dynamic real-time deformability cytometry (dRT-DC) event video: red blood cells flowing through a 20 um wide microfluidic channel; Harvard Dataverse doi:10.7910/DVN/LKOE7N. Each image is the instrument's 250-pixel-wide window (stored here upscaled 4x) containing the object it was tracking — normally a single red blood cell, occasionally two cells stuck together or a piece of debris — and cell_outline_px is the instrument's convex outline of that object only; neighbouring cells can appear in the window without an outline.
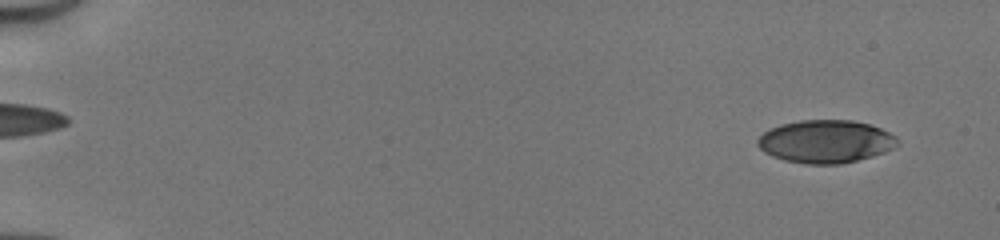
{"species": "human", "species_latin": "Homo sapiens", "temperature_condition": "cold", "stored_images_in_passage": 50, "camera_frame_rate_fps": 3000, "um_per_image_px": 0.085, "donor": {"sex": "male"}, "frame": {"image": 1, "passage_image": 3, "time_ms": 0.667, "image_size_px": [1000, 240], "cell_outline_px": [[900, 144], [896, 148], [872, 156], [840, 164], [804, 164], [784, 160], [772, 156], [764, 152], [756, 144], [756, 140], [768, 128], [780, 124], [800, 120], [852, 120], [868, 124], [880, 128], [896, 136], [900, 140]], "centroid_in_image_um": [70.18, 12.02], "position_along_channel_um": 14.8, "area_um2": 35.26}}
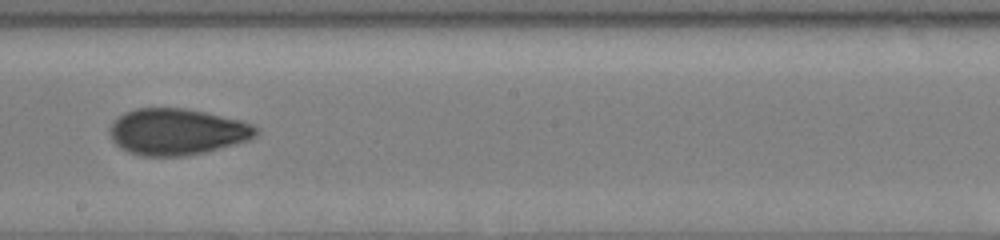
{"frame": {"image": 2, "passage_image": 30, "time_ms": 9.667, "image_size_px": [1000, 240], "cell_outline_px": [[260, 132], [256, 136], [248, 140], [204, 152], [188, 156], [140, 156], [128, 152], [120, 148], [112, 140], [108, 132], [108, 128], [116, 116], [124, 112], [136, 108], [188, 108], [240, 120], [252, 124], [260, 128]], "centroid_in_image_um": [15.01, 11.19], "position_along_channel_um": 233.2, "area_um2": 40.0}}
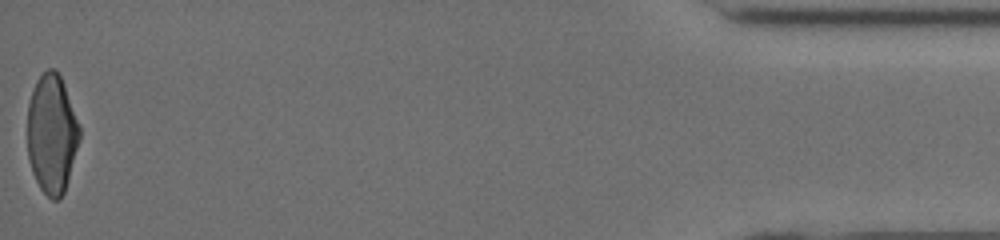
{"frame": {"image": 3, "passage_image": 50, "time_ms": 16.333, "image_size_px": [1000, 240], "cell_outline_px": [[80, 140], [64, 192], [56, 200], [52, 200], [40, 188], [32, 172], [28, 160], [28, 104], [32, 88], [36, 80], [48, 68], [56, 68], [64, 84], [80, 124]], "centroid_in_image_um": [4.41, 11.35], "position_along_channel_um": 430.8, "area_um2": 36.36}, "authors_computed_cell_mechanics": {"area_um2": 37.3099, "velocity_mm_per_s": 4.1793, "shape_relaxation_time_tau1_ms": 4.8074, "shape_relaxation_time_tau2_ms": 1.6778, "deformation_change_tau1": 0.1736, "deformation_change_tau2": 0.0669}}